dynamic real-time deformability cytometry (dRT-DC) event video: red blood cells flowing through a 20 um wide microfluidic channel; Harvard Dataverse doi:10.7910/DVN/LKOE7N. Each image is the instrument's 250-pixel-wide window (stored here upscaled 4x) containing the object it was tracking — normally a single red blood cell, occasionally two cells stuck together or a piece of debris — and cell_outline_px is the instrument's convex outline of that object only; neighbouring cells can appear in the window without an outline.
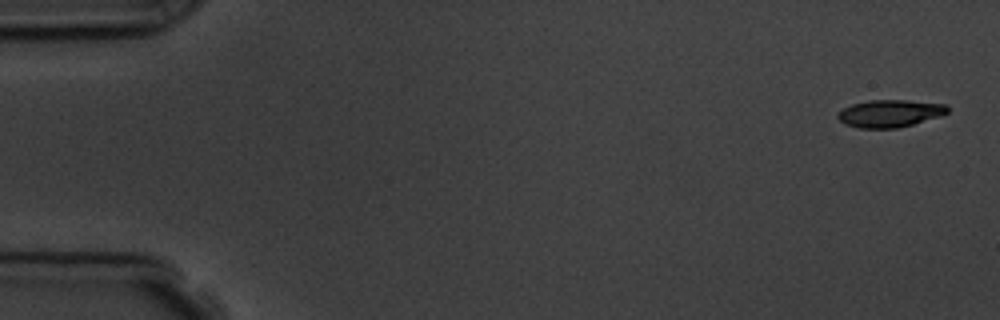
{"species": "common noctule bat (a hibernating species)", "species_latin": "Nyctalus noctula", "temperature_condition": "room temperature", "stored_images_in_passage": 6, "camera_frame_rate_fps": 3000, "um_per_image_px": 0.085, "animal": {"sex": "male", "body_mass_g": 19.5, "forearm_length_mm": 54.6}, "frame": {"image": 1, "passage_image": 1, "time_ms": 0.0, "image_size_px": [1000, 320], "cell_outline_px": [[948, 112], [940, 116], [912, 124], [896, 128], [860, 128], [844, 124], [836, 116], [836, 112], [852, 104], [872, 100], [908, 100], [948, 104]], "centroid_in_image_um": [75.63, 9.63], "position_along_channel_um": 9.4, "area_um2": 17.51}}
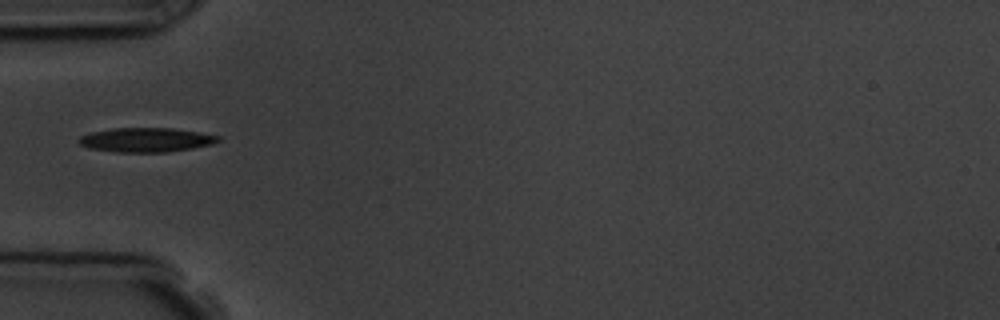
{"frame": {"image": 2, "passage_image": 5, "time_ms": 5.333, "image_size_px": [1000, 320], "cell_outline_px": [[220, 140], [212, 144], [192, 148], [168, 152], [116, 152], [88, 148], [80, 144], [76, 140], [80, 136], [92, 132], [112, 128], [172, 128], [220, 136]], "centroid_in_image_um": [12.38, 11.89], "position_along_channel_um": 72.6, "area_um2": 19.65}}